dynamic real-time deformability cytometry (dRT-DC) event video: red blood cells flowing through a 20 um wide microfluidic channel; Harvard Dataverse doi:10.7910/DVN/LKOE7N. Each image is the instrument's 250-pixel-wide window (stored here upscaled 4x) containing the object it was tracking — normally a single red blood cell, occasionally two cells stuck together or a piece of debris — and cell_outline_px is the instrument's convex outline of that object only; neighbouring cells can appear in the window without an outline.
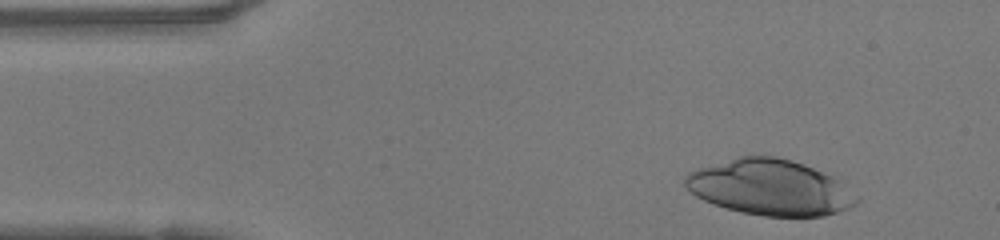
{"species": "human", "species_latin": "Homo sapiens", "temperature_condition": "warm", "stored_images_in_passage": 35, "camera_frame_rate_fps": 3000, "um_per_image_px": 0.085, "donor": {"sex": "female"}, "frame": {"image": 1, "passage_image": 1, "time_ms": 0.0, "image_size_px": [1000, 240], "cell_outline_px": [[860, 200], [856, 204], [848, 208], [824, 216], [764, 216], [740, 212], [704, 200], [696, 196], [684, 184], [684, 176], [688, 172], [696, 168], [740, 156], [776, 156], [792, 160], [804, 164], [832, 176], [860, 196]], "centroid_in_image_um": [65.46, 15.93], "position_along_channel_um": 19.5, "area_um2": 55.49}}
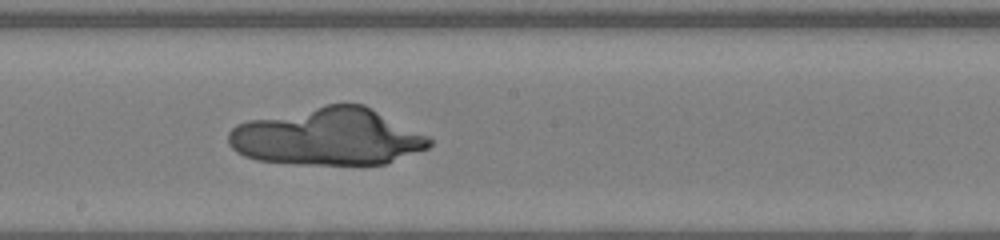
{"frame": {"image": 2, "passage_image": 21, "time_ms": 6.667, "image_size_px": [1000, 240], "cell_outline_px": [[432, 144], [428, 148], [384, 164], [296, 164], [256, 160], [244, 156], [236, 152], [228, 144], [228, 132], [236, 124], [248, 120], [328, 104], [364, 104], [428, 136], [432, 140]], "centroid_in_image_um": [27.82, 11.63], "position_along_channel_um": 220.4, "area_um2": 66.82}}
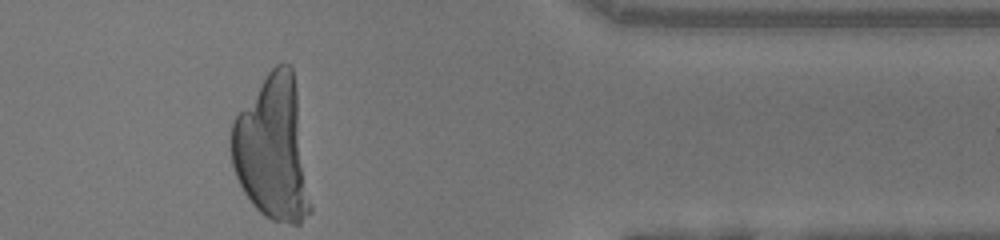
{"frame": {"image": 3, "passage_image": 35, "time_ms": 11.333, "image_size_px": [1000, 240], "cell_outline_px": [[312, 212], [300, 224], [292, 224], [272, 220], [264, 216], [252, 204], [244, 192], [236, 176], [232, 164], [232, 124], [236, 116], [268, 72], [276, 64], [292, 64], [296, 88], [312, 208]], "centroid_in_image_um": [23.2, 12.71], "position_along_channel_um": 388.2, "area_um2": 65.89}}